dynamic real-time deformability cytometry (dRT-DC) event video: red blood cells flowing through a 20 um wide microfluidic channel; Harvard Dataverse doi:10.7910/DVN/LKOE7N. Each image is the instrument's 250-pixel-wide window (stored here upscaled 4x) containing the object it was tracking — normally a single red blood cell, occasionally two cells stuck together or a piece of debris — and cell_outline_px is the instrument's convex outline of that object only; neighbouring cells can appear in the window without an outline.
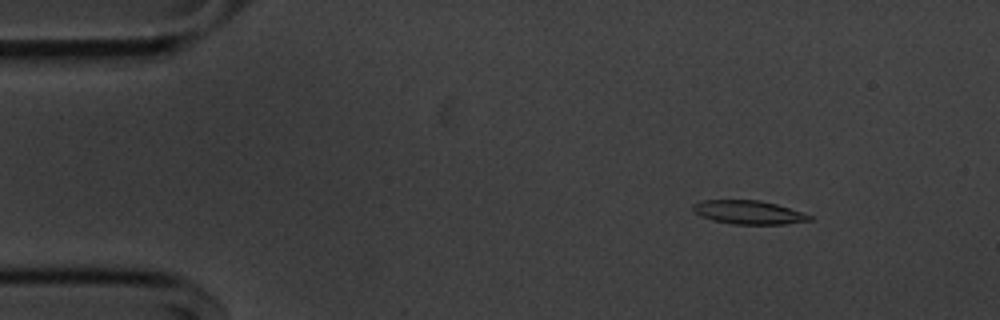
{"species": "common noctule bat (a hibernating species)", "species_latin": "Nyctalus noctula", "temperature_condition": "cold", "stored_images_in_passage": 17, "camera_frame_rate_fps": 3000, "um_per_image_px": 0.085, "animal": {"sex": "male", "body_mass_g": 20.1, "forearm_length_mm": 53.5}, "frame": {"image": 1, "passage_image": 6, "time_ms": 1.667, "image_size_px": [1000, 320], "cell_outline_px": [[812, 220], [784, 224], [732, 224], [712, 220], [696, 212], [692, 208], [692, 204], [704, 200], [760, 200], [776, 204], [812, 216]], "centroid_in_image_um": [63.62, 18.04], "position_along_channel_um": 21.4, "area_um2": 15.78}}
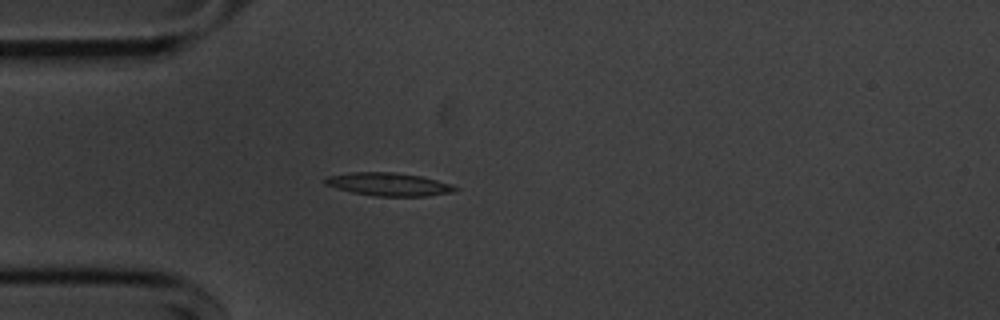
{"frame": {"image": 2, "passage_image": 14, "time_ms": 4.333, "image_size_px": [1000, 320], "cell_outline_px": [[460, 188], [456, 192], [428, 196], [372, 196], [352, 192], [336, 188], [324, 184], [320, 180], [328, 176], [352, 172], [396, 172], [420, 176], [452, 184]], "centroid_in_image_um": [33.04, 15.67], "position_along_channel_um": 52.0, "area_um2": 17.74}}